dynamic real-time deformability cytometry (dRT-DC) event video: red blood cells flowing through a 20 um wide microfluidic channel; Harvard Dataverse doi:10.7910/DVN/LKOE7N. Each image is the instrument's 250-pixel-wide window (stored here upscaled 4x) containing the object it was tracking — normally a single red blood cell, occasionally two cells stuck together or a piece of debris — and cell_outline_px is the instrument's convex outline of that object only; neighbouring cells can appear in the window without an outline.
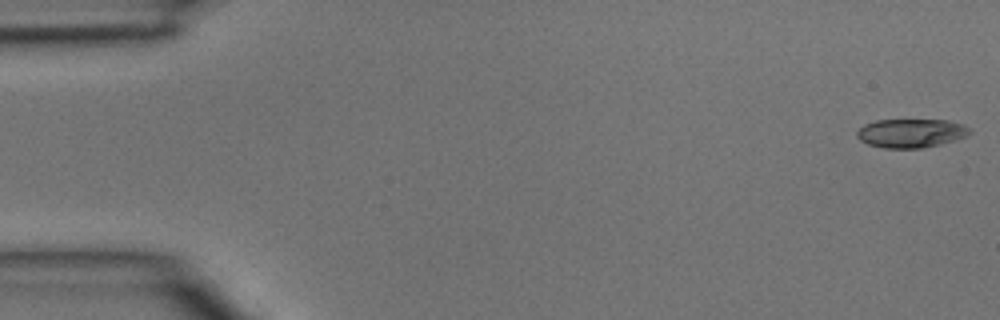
{"species": "common noctule bat (a hibernating species)", "species_latin": "Nyctalus noctula", "temperature_condition": "room temperature", "stored_images_in_passage": 45, "camera_frame_rate_fps": 3000, "um_per_image_px": 0.085, "animal": {"sex": "male", "body_mass_g": 15.6}, "frame": {"image": 1, "passage_image": 1, "time_ms": 0.0, "image_size_px": [1000, 320], "cell_outline_px": [[972, 132], [968, 136], [956, 140], [940, 144], [920, 148], [884, 148], [868, 144], [860, 140], [856, 136], [856, 132], [864, 124], [876, 120], [948, 120], [964, 124]], "centroid_in_image_um": [77.45, 11.31], "position_along_channel_um": 7.5, "area_um2": 19.02}}
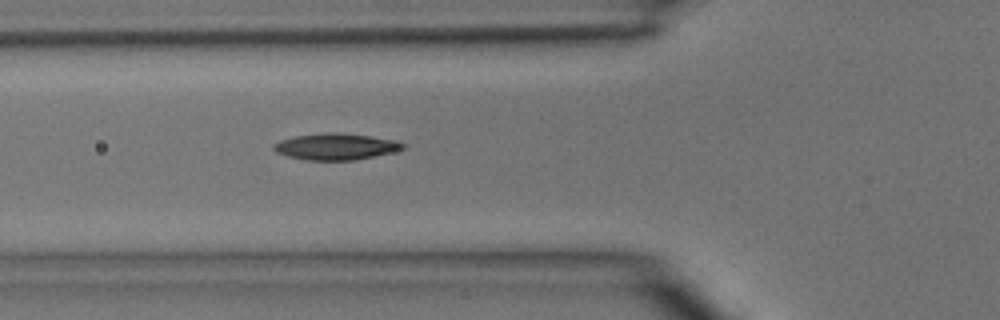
{"frame": {"image": 2, "passage_image": 16, "time_ms": 5.0, "image_size_px": [1000, 320], "cell_outline_px": [[404, 148], [392, 152], [356, 160], [304, 160], [288, 156], [276, 152], [272, 148], [272, 144], [280, 140], [292, 136], [324, 132], [336, 132], [400, 140], [404, 144]], "centroid_in_image_um": [28.51, 12.45], "position_along_channel_um": 97.3, "area_um2": 20.06}}
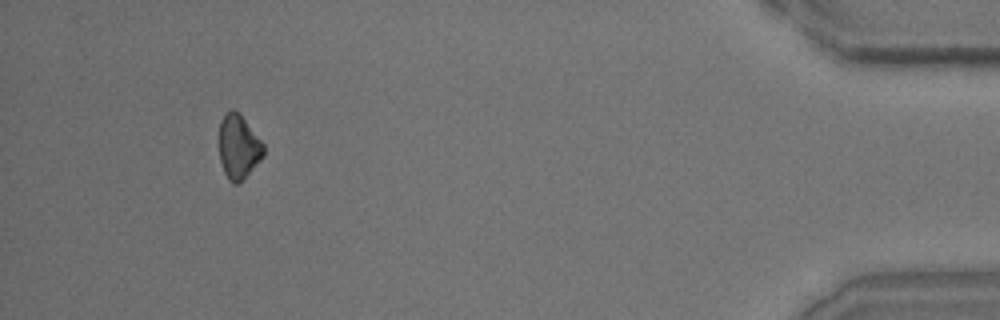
{"frame": {"image": 3, "passage_image": 42, "time_ms": 13.667, "image_size_px": [1000, 320], "cell_outline_px": [[264, 156], [236, 184], [232, 184], [228, 180], [224, 172], [220, 160], [220, 120], [232, 108], [244, 120], [264, 144]], "centroid_in_image_um": [20.26, 12.5], "position_along_channel_um": 414.9, "area_um2": 16.01}}